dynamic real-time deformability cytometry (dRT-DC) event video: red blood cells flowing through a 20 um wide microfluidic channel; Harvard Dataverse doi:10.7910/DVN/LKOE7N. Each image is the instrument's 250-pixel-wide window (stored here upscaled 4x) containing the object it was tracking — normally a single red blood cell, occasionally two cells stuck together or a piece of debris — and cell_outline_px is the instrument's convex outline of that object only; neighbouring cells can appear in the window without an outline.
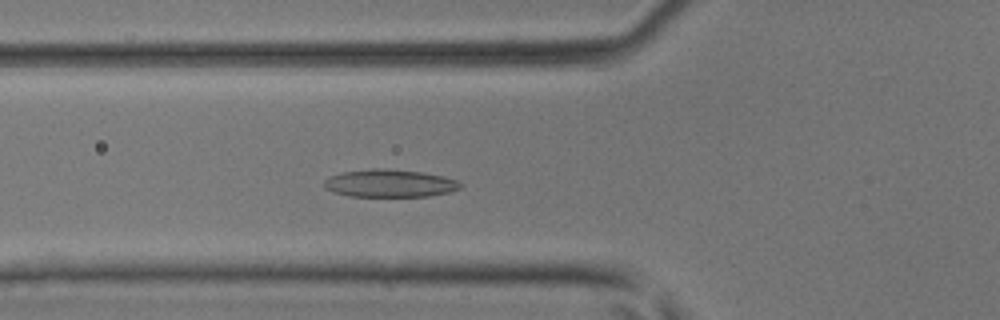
{"species": "common noctule bat (a hibernating species)", "species_latin": "Nyctalus noctula", "temperature_condition": "room temperature", "stored_images_in_passage": 45, "camera_frame_rate_fps": 3000, "um_per_image_px": 0.085, "animal": {"sex": "male", "body_mass_g": 17.9, "forearm_length_mm": 54.2}, "frame": {"image": 1, "passage_image": 16, "time_ms": 5.0, "image_size_px": [1000, 320], "cell_outline_px": [[464, 184], [460, 188], [448, 192], [428, 196], [348, 196], [332, 192], [324, 188], [324, 180], [328, 176], [344, 172], [372, 168], [384, 168], [420, 172], [444, 176], [456, 180]], "centroid_in_image_um": [33.09, 15.58], "position_along_channel_um": 92.7, "area_um2": 22.02}}
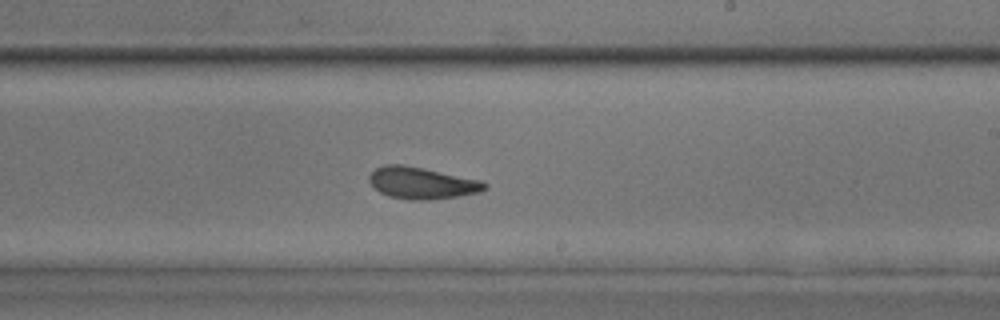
{"frame": {"image": 2, "passage_image": 27, "time_ms": 8.667, "image_size_px": [1000, 320], "cell_outline_px": [[488, 188], [480, 192], [456, 196], [428, 200], [408, 200], [388, 196], [372, 188], [368, 180], [368, 176], [376, 168], [384, 164], [404, 164], [424, 168], [480, 180], [488, 184]], "centroid_in_image_um": [35.81, 15.55], "position_along_channel_um": 253.2, "area_um2": 21.56}}
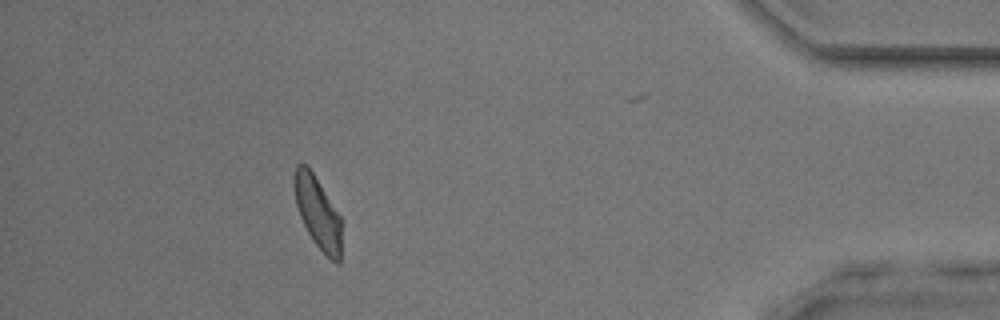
{"frame": {"image": 3, "passage_image": 41, "time_ms": 13.333, "image_size_px": [1000, 320], "cell_outline_px": [[344, 220], [340, 264], [336, 264], [312, 240], [300, 216], [296, 204], [292, 184], [292, 176], [296, 164], [304, 164], [312, 172]], "centroid_in_image_um": [27.04, 18.09], "position_along_channel_um": 408.2, "area_um2": 20.35}}